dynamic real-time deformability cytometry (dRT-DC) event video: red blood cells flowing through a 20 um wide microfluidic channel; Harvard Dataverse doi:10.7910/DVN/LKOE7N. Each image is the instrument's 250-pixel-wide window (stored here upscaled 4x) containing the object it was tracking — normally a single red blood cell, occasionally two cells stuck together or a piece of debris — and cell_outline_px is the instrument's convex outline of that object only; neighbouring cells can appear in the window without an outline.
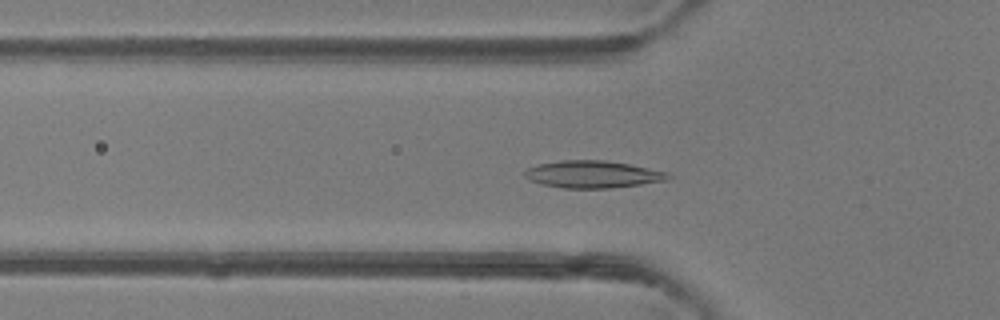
{"species": "common noctule bat (a hibernating species)", "species_latin": "Nyctalus noctula", "temperature_condition": "room temperature", "stored_images_in_passage": 49, "camera_frame_rate_fps": 3000, "um_per_image_px": 0.085, "animal": {"sex": "female"}, "frame": {"image": 1, "passage_image": 16, "time_ms": 5.0, "image_size_px": [1000, 320], "cell_outline_px": [[672, 176], [664, 180], [640, 184], [612, 188], [564, 188], [540, 184], [528, 180], [524, 176], [524, 172], [528, 168], [540, 164], [560, 160], [604, 160], [628, 164], [668, 172]], "centroid_in_image_um": [50.34, 14.82], "position_along_channel_um": 75.5, "area_um2": 22.6}}
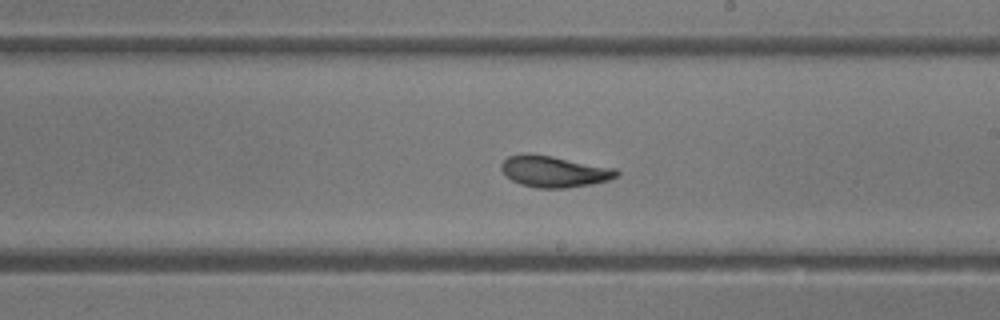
{"frame": {"image": 2, "passage_image": 28, "time_ms": 9.0, "image_size_px": [1000, 320], "cell_outline_px": [[620, 176], [608, 180], [592, 184], [564, 188], [536, 188], [520, 184], [504, 176], [500, 168], [500, 164], [508, 156], [552, 156], [616, 168], [620, 172]], "centroid_in_image_um": [47.15, 14.61], "position_along_channel_um": 241.9, "area_um2": 20.75}}
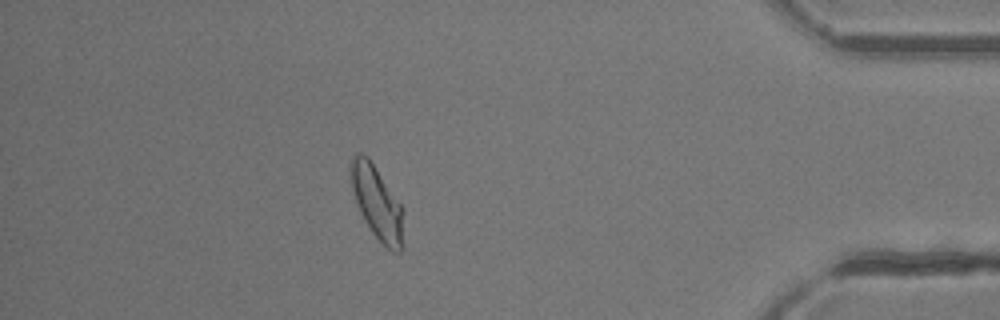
{"frame": {"image": 3, "passage_image": 43, "time_ms": 14.0, "image_size_px": [1000, 320], "cell_outline_px": [[404, 208], [400, 252], [392, 252], [372, 232], [364, 220], [356, 204], [352, 188], [348, 168], [348, 164], [356, 152], [360, 152], [368, 156]], "centroid_in_image_um": [32.01, 17.15], "position_along_channel_um": 403.2, "area_um2": 22.54}, "authors_computed_cell_mechanics": {"area_um2": 21.7906, "velocity_mm_per_s": 4.1497, "shape_relaxation_time_tau1_ms": 7.7162, "shape_relaxation_time_tau2_ms": 1.6503, "deformation_change_tau1": 0.2002, "deformation_change_tau2": 0.0639}}